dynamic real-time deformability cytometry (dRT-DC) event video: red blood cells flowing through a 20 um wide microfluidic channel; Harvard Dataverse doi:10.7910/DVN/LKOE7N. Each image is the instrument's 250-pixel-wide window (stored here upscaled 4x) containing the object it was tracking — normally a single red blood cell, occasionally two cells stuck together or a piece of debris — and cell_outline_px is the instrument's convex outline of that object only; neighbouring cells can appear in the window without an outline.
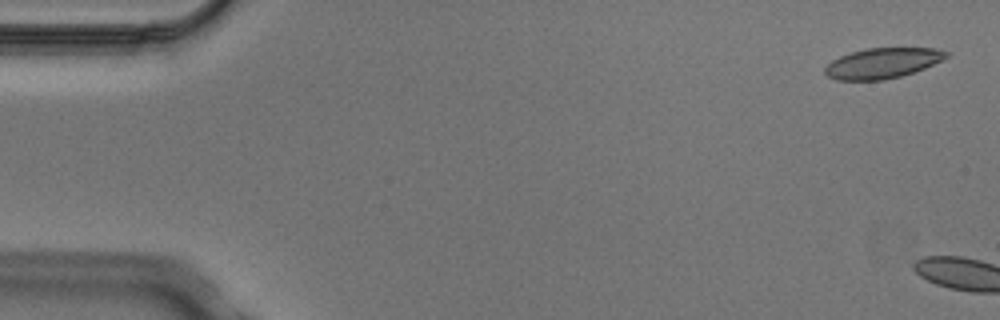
{"species": "Egyptian fruit bat (a non-hibernating species)", "species_latin": "Rousettus aegyptiacus", "temperature_condition": "cold", "stored_images_in_passage": 2, "camera_frame_rate_fps": 3000, "um_per_image_px": 0.085, "animal": {"sex": "male"}, "frame": {"image": 1, "passage_image": 1, "time_ms": 0.0, "image_size_px": [1000, 320], "cell_outline_px": [[952, 52], [944, 60], [924, 68], [900, 76], [884, 80], [836, 80], [828, 76], [824, 72], [824, 68], [832, 60], [840, 56], [864, 48], [936, 48]], "centroid_in_image_um": [75.04, 5.36], "position_along_channel_um": 10.0, "area_um2": 21.56}}